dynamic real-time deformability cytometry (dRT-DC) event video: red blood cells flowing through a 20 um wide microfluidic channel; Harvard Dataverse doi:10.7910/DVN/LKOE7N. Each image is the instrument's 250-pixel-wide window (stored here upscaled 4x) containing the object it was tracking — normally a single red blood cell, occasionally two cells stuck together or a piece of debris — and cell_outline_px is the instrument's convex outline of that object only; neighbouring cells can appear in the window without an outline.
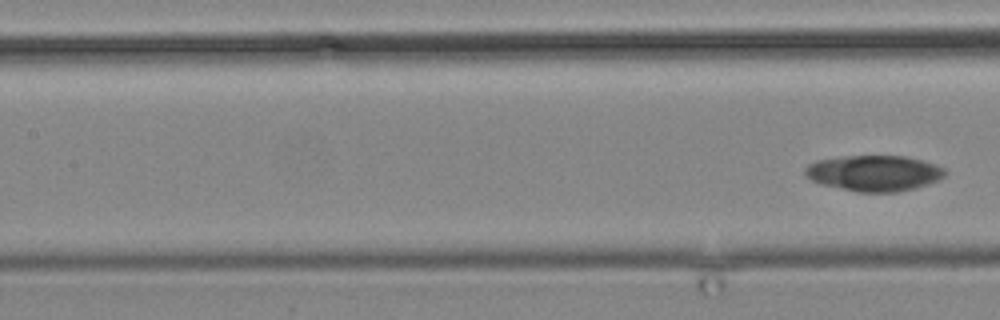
{"species": "common noctule bat (a hibernating species)", "species_latin": "Nyctalus noctula", "temperature_condition": "cold", "stored_images_in_passage": 8, "segment_of_instrument_passage": [2, 2], "camera_frame_rate_fps": 3000, "um_per_image_px": 0.085, "animal": {"sex": "male", "body_mass_g": 19.2, "forearm_length_mm": 51.8}, "frame": {"image": 1, "passage_image": 8, "time_ms": 9.0, "image_size_px": [1000, 320], "cell_outline_px": [[948, 172], [940, 180], [916, 188], [900, 192], [856, 192], [820, 184], [804, 176], [804, 168], [808, 164], [816, 160], [840, 156], [908, 156], [936, 164], [944, 168]], "centroid_in_image_um": [74.3, 14.72], "position_along_channel_um": 133.1, "area_um2": 29.71}}